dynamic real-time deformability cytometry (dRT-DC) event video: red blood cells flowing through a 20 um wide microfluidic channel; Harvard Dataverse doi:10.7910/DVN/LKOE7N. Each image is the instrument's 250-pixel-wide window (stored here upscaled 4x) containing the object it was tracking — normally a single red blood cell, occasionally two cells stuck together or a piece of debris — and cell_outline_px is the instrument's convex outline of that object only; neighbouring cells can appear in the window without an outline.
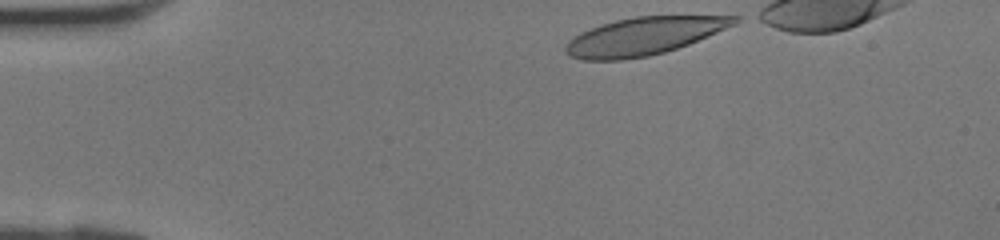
{"species": "human", "species_latin": "Homo sapiens", "temperature_condition": "room temperature", "stored_images_in_passage": 29, "camera_frame_rate_fps": 3000, "um_per_image_px": 0.085, "donor": {"sex": "female"}, "frame": {"image": 1, "passage_image": 1, "time_ms": 0.0, "image_size_px": [1000, 240], "cell_outline_px": [[744, 20], [736, 24], [688, 44], [664, 52], [648, 56], [620, 60], [584, 60], [572, 56], [564, 52], [564, 48], [568, 40], [580, 32], [600, 24], [616, 20], [636, 16], [744, 16]], "centroid_in_image_um": [54.73, 3.06], "position_along_channel_um": 30.3, "area_um2": 37.05}}
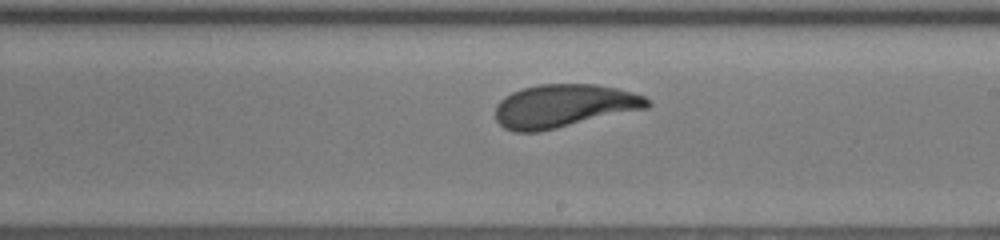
{"frame": {"image": 2, "passage_image": 18, "time_ms": 5.667, "image_size_px": [1000, 240], "cell_outline_px": [[652, 104], [648, 108], [540, 132], [512, 132], [504, 128], [496, 120], [496, 104], [504, 96], [512, 92], [524, 88], [540, 84], [596, 84], [616, 88], [632, 92], [644, 96], [652, 100]], "centroid_in_image_um": [47.94, 9.01], "position_along_channel_um": 241.1, "area_um2": 38.49}}
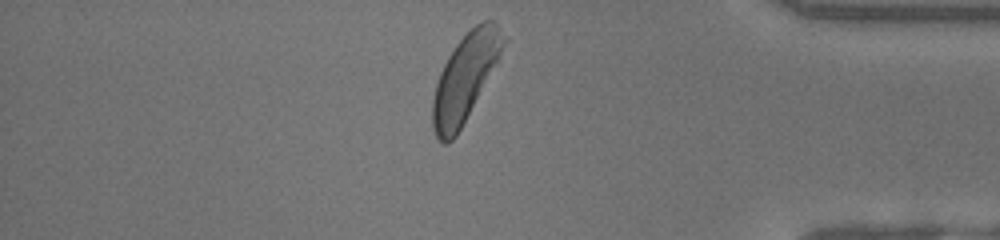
{"frame": {"image": 3, "passage_image": 29, "time_ms": 9.333, "image_size_px": [1000, 240], "cell_outline_px": [[508, 40], [456, 136], [448, 144], [444, 144], [436, 136], [432, 128], [432, 100], [436, 84], [440, 72], [448, 56], [456, 44], [476, 24], [484, 20], [492, 20], [496, 24]], "centroid_in_image_um": [39.51, 6.61], "position_along_channel_um": 395.7, "area_um2": 34.97}}